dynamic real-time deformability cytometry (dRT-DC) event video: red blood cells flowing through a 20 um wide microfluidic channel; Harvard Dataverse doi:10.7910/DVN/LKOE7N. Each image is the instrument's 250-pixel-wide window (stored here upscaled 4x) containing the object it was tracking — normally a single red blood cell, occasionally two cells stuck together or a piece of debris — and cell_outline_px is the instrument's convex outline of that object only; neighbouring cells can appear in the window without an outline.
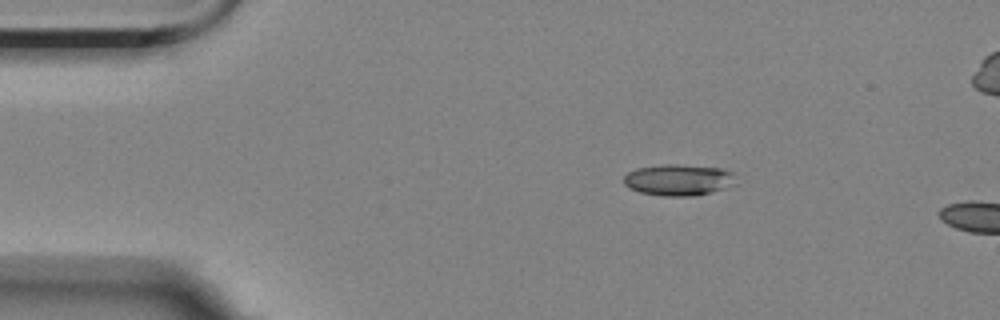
{"species": "Egyptian fruit bat (a non-hibernating species)", "species_latin": "Rousettus aegyptiacus", "temperature_condition": "room temperature", "stored_images_in_passage": 4, "camera_frame_rate_fps": 3000, "um_per_image_px": 0.085, "animal": {"sex": "female"}, "frame": {"image": 1, "passage_image": 1, "time_ms": 0.0, "image_size_px": [1000, 320], "cell_outline_px": [[736, 184], [724, 188], [696, 196], [664, 196], [640, 192], [628, 188], [624, 184], [624, 176], [628, 172], [636, 168], [664, 164], [676, 164], [720, 168], [736, 172]], "centroid_in_image_um": [57.7, 15.29], "position_along_channel_um": 27.3, "area_um2": 20.69}}